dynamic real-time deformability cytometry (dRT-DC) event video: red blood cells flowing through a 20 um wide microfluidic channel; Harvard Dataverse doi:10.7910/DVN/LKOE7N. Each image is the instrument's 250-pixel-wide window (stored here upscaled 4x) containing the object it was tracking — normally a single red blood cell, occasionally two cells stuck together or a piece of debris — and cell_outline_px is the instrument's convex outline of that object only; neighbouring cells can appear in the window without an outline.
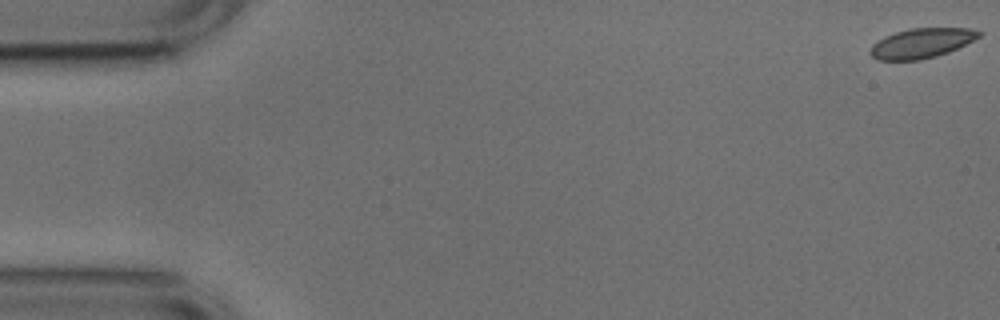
{"species": "common noctule bat (a hibernating species)", "species_latin": "Nyctalus noctula", "temperature_condition": "cold", "stored_images_in_passage": 54, "camera_frame_rate_fps": 3000, "um_per_image_px": 0.085, "animal": {"sex": "male", "body_mass_g": 17.9, "forearm_length_mm": 54.2}, "frame": {"image": 1, "passage_image": 1, "time_ms": 0.0, "image_size_px": [1000, 320], "cell_outline_px": [[984, 32], [980, 36], [948, 52], [936, 56], [920, 60], [876, 60], [868, 52], [872, 44], [884, 36], [896, 32], [912, 28], [968, 28]], "centroid_in_image_um": [78.29, 3.67], "position_along_channel_um": 6.7, "area_um2": 18.79}}
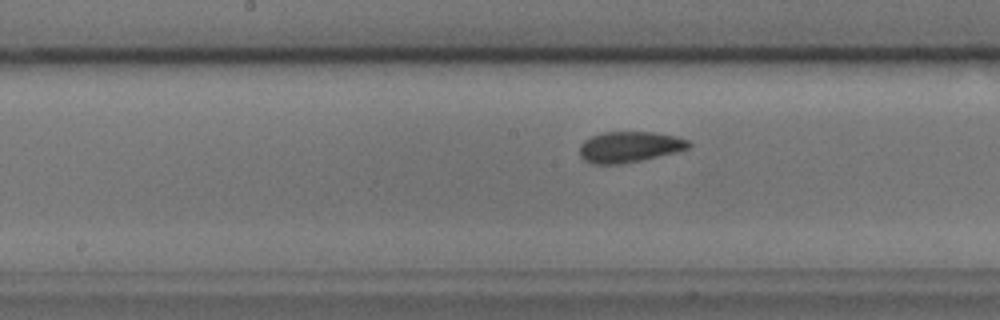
{"frame": {"image": 2, "passage_image": 27, "time_ms": 8.667, "image_size_px": [1000, 320], "cell_outline_px": [[692, 148], [680, 152], [620, 164], [592, 164], [584, 160], [580, 156], [580, 144], [584, 140], [592, 136], [604, 132], [652, 132], [676, 136], [688, 140], [692, 144]], "centroid_in_image_um": [53.55, 12.49], "position_along_channel_um": 194.7, "area_um2": 19.83}}
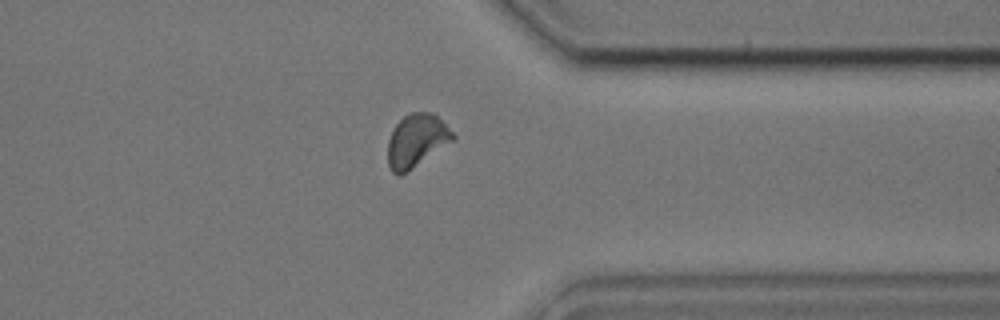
{"frame": {"image": 3, "passage_image": 42, "time_ms": 13.667, "image_size_px": [1000, 320], "cell_outline_px": [[456, 136], [452, 140], [412, 168], [400, 176], [396, 176], [392, 172], [388, 164], [388, 140], [396, 124], [404, 116], [412, 112], [432, 112]], "centroid_in_image_um": [35.36, 11.95], "position_along_channel_um": 376.0, "area_um2": 19.54}}